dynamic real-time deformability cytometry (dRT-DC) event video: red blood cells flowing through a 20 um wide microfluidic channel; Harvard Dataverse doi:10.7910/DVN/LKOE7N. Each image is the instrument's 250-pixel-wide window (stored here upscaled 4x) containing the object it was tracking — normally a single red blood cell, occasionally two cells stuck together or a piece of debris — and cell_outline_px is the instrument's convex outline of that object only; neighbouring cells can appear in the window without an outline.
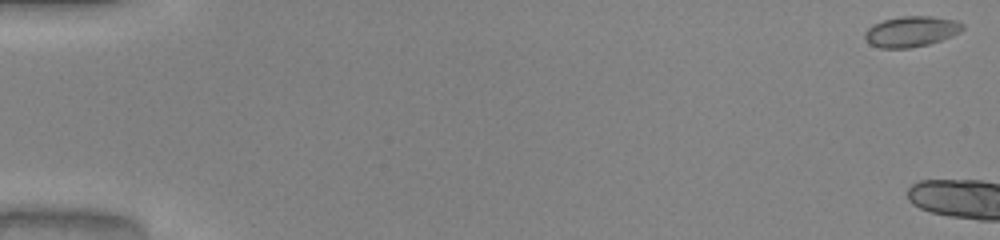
{"species": "common noctule bat (a hibernating species)", "species_latin": "Nyctalus noctula", "temperature_condition": "warm", "stored_images_in_passage": 3, "camera_frame_rate_fps": 3000, "um_per_image_px": 0.085, "animal": {"sex": "male", "body_mass_g": 20.0, "forearm_length_mm": 53.3}, "frame": {"image": 1, "passage_image": 1, "time_ms": 0.0, "image_size_px": [1000, 240], "cell_outline_px": [[964, 28], [960, 32], [952, 36], [928, 44], [908, 48], [880, 48], [868, 44], [864, 36], [864, 32], [872, 24], [884, 20], [900, 16], [932, 16], [956, 20], [964, 24]], "centroid_in_image_um": [77.44, 2.67], "position_along_channel_um": 7.6, "area_um2": 17.57}}